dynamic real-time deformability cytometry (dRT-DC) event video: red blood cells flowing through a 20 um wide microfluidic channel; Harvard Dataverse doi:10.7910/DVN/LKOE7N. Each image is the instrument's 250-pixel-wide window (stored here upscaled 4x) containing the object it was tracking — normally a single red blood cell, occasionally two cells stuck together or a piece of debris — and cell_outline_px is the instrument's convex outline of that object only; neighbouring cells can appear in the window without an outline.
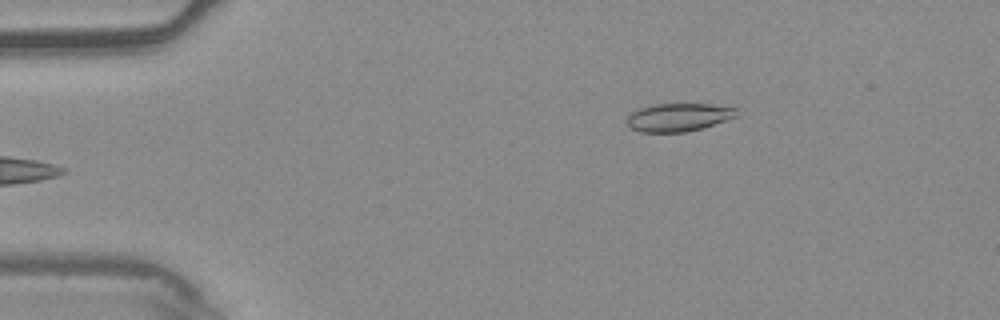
{"species": "common noctule bat (a hibernating species)", "species_latin": "Nyctalus noctula", "temperature_condition": "warm", "stored_images_in_passage": 5, "camera_frame_rate_fps": 3000, "um_per_image_px": 0.085, "animal": {"sex": "male", "body_mass_g": 20.4}, "frame": {"image": 1, "passage_image": 5, "time_ms": 1.333, "image_size_px": [1000, 320], "cell_outline_px": [[736, 116], [700, 128], [684, 132], [640, 132], [632, 128], [624, 120], [628, 112], [636, 108], [652, 104], [712, 104], [736, 108]], "centroid_in_image_um": [57.54, 9.95], "position_along_channel_um": 27.5, "area_um2": 17.98}}